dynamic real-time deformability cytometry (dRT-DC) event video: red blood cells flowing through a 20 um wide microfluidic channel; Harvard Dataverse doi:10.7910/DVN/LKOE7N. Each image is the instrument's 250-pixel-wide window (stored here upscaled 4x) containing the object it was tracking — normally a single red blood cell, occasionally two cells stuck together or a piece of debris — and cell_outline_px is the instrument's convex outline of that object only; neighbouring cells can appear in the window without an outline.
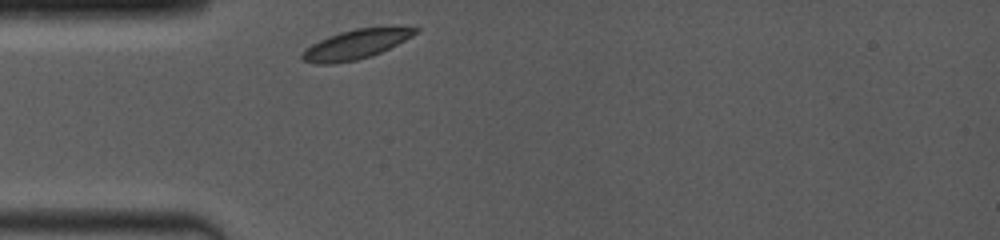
{"species": "common noctule bat (a hibernating species)", "species_latin": "Nyctalus noctula", "temperature_condition": "room temperature", "stored_images_in_passage": 1, "camera_frame_rate_fps": 4000, "um_per_image_px": 0.085, "animal": {"sex": "female", "body_mass_g": 19.0, "forearm_length_mm": 53.3}, "frame": {"image": 1, "passage_image": 1, "time_ms": 0.0, "image_size_px": [1000, 240], "cell_outline_px": [[420, 28], [412, 36], [372, 56], [356, 60], [332, 64], [316, 64], [304, 60], [300, 56], [312, 44], [328, 36], [340, 32], [356, 28]], "centroid_in_image_um": [30.18, 3.79], "position_along_channel_um": 54.8, "area_um2": 18.73}}